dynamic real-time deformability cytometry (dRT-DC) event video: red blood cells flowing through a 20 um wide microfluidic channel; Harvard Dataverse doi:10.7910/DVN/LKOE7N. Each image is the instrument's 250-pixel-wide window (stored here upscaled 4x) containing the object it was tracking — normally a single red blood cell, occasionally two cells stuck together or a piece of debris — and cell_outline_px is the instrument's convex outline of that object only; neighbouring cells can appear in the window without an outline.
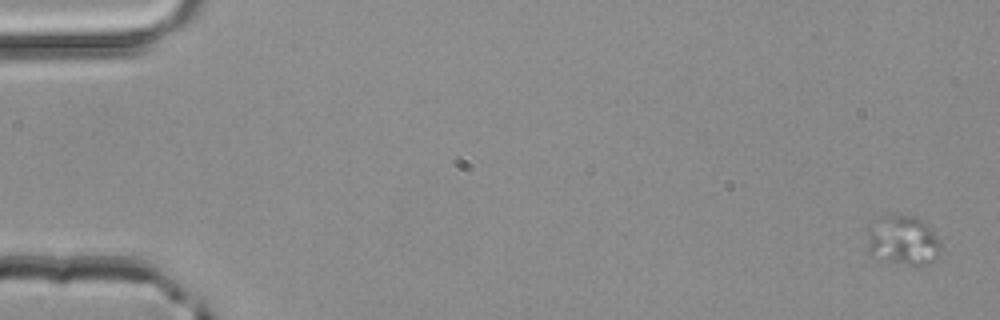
{"species": "common noctule bat (a hibernating species)", "species_latin": "Nyctalus noctula", "temperature_condition": "room temperature", "stored_images_in_passage": 4, "camera_frame_rate_fps": 3000, "um_per_image_px": 0.085, "animal": {"sex": "male", "body_mass_g": 20.4}, "frame": {"image": 1, "passage_image": 1, "time_ms": 0.0, "image_size_px": [1000, 320], "cell_outline_px": [[940, 248], [936, 256], [928, 264], [908, 264], [876, 260], [868, 252], [868, 236], [876, 216], [912, 216], [920, 220], [940, 240]], "centroid_in_image_um": [76.7, 20.46], "position_along_channel_um": 8.3, "area_um2": 20.75}}
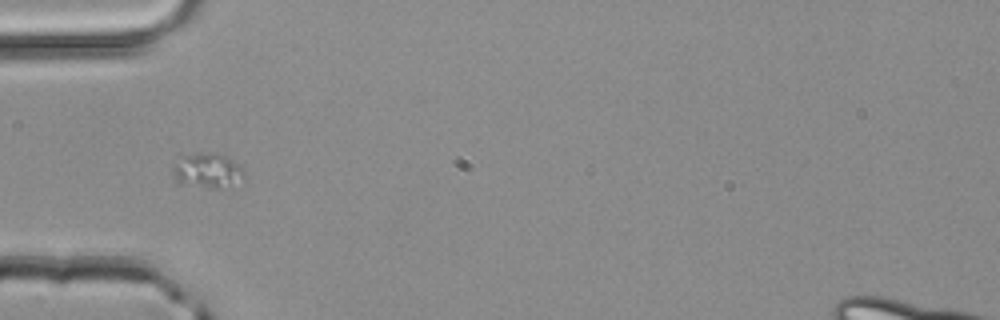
{"frame": {"image": 2, "passage_image": 4, "time_ms": 1.0, "image_size_px": [1000, 320], "cell_outline_px": [[240, 172], [220, 188], [208, 188], [176, 184], [172, 168], [172, 164], [180, 156], [208, 152], [216, 152], [228, 156], [240, 164]], "centroid_in_image_um": [17.43, 14.45], "position_along_channel_um": 67.6, "area_um2": 13.99}}